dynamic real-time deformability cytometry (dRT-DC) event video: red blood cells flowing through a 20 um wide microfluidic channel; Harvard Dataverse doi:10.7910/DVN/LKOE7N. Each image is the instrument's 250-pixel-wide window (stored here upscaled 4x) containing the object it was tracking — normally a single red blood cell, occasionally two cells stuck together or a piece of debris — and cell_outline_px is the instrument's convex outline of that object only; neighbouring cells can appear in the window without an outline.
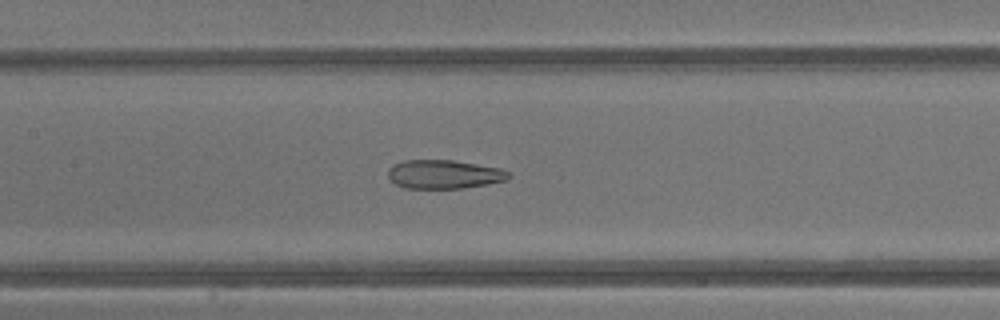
{"species": "common noctule bat (a hibernating species)", "species_latin": "Nyctalus noctula", "temperature_condition": "warm", "stored_images_in_passage": 37, "camera_frame_rate_fps": 3000, "um_per_image_px": 0.085, "animal": {"sex": "male", "body_mass_g": 13.3}, "frame": {"image": 1, "passage_image": 19, "time_ms": 6.0, "image_size_px": [1000, 320], "cell_outline_px": [[512, 176], [508, 180], [488, 184], [464, 188], [404, 188], [396, 184], [388, 176], [388, 168], [392, 164], [404, 160], [452, 160], [500, 168], [508, 172]], "centroid_in_image_um": [37.75, 14.81], "position_along_channel_um": 169.7, "area_um2": 20.29}}
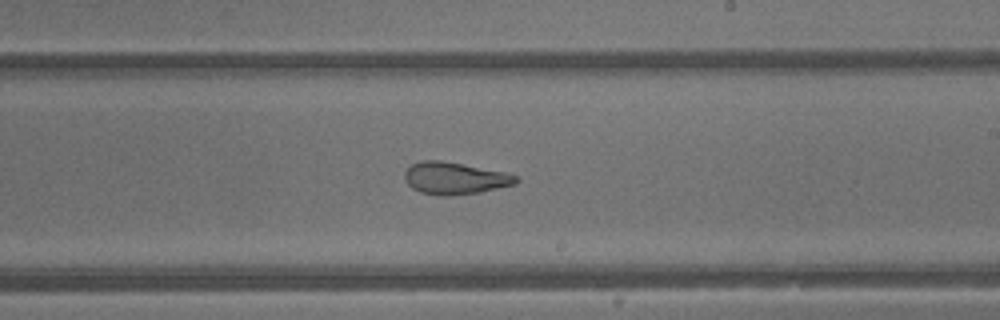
{"frame": {"image": 2, "passage_image": 24, "time_ms": 7.667, "image_size_px": [1000, 320], "cell_outline_px": [[520, 180], [516, 184], [480, 192], [448, 196], [440, 196], [420, 192], [412, 188], [404, 180], [404, 172], [412, 164], [420, 160], [440, 160], [504, 172], [516, 176]], "centroid_in_image_um": [38.63, 15.16], "position_along_channel_um": 250.4, "area_um2": 20.81}}
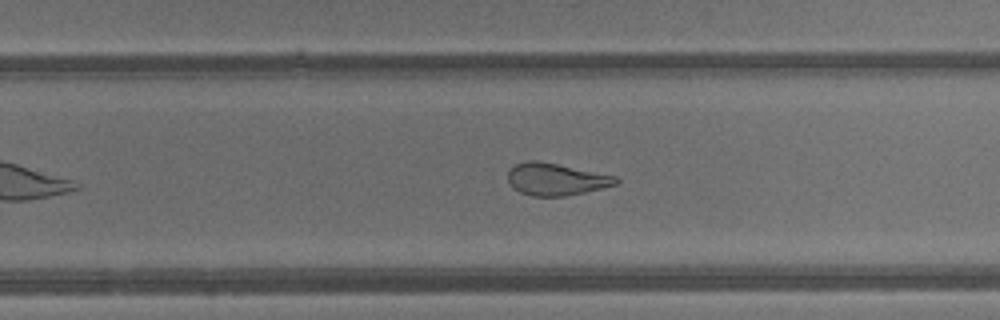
{"frame": {"image": 3, "passage_image": 26, "time_ms": 8.333, "image_size_px": [1000, 320], "cell_outline_px": [[620, 180], [616, 184], [584, 192], [564, 196], [532, 196], [520, 192], [512, 188], [508, 180], [508, 168], [516, 164], [528, 160], [536, 160], [616, 176]], "centroid_in_image_um": [47.2, 15.23], "position_along_channel_um": 282.6, "area_um2": 20.06}, "authors_computed_cell_mechanics": {"area_um2": 29.8248, "velocity_mm_per_s": 4.8601, "shape_relaxation_time_tau1_ms": 3.2746, "shape_relaxation_time_tau2_ms": 1.2268, "deformation_change_tau1": null, "deformation_change_tau2": 0.0788}}